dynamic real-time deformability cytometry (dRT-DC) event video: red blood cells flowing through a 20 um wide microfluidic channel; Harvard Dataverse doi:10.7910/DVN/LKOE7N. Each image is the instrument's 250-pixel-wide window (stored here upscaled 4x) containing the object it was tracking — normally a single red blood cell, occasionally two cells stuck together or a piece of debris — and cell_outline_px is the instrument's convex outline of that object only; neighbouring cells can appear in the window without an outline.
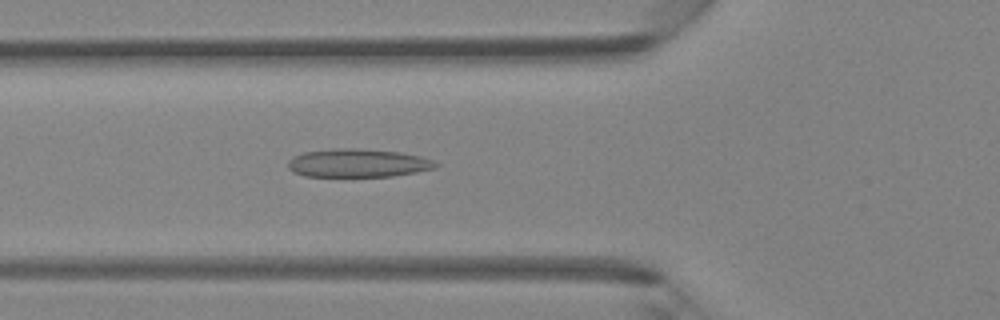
{"species": "Egyptian fruit bat (a non-hibernating species)", "species_latin": "Rousettus aegyptiacus", "temperature_condition": "room temperature", "stored_images_in_passage": 23, "camera_frame_rate_fps": 3000, "um_per_image_px": 0.085, "animal": {"sex": "female"}, "frame": {"image": 1, "passage_image": 6, "time_ms": 1.667, "image_size_px": [1000, 320], "cell_outline_px": [[440, 164], [436, 168], [416, 172], [392, 176], [304, 176], [292, 172], [288, 168], [288, 160], [292, 156], [304, 152], [336, 148], [352, 148], [400, 152], [420, 156], [432, 160]], "centroid_in_image_um": [30.4, 13.86], "position_along_channel_um": 95.4, "area_um2": 24.39}}
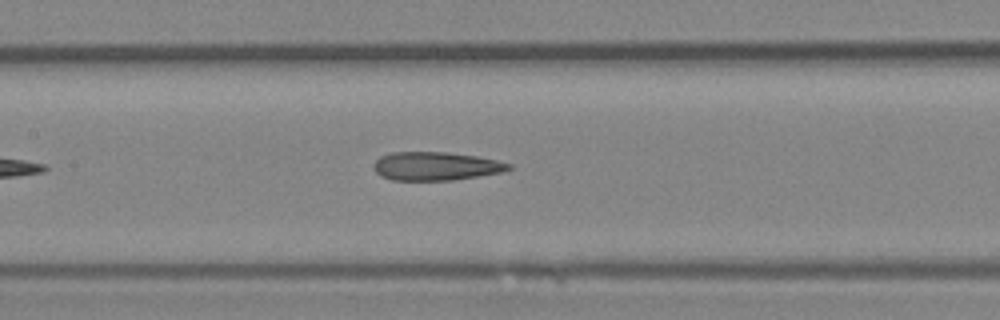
{"frame": {"image": 2, "passage_image": 11, "time_ms": 3.333, "image_size_px": [1000, 320], "cell_outline_px": [[512, 168], [504, 172], [452, 180], [392, 180], [380, 176], [372, 168], [372, 164], [380, 156], [392, 152], [444, 152], [476, 156], [496, 160], [512, 164]], "centroid_in_image_um": [37.02, 14.12], "position_along_channel_um": 170.4, "area_um2": 22.48}}
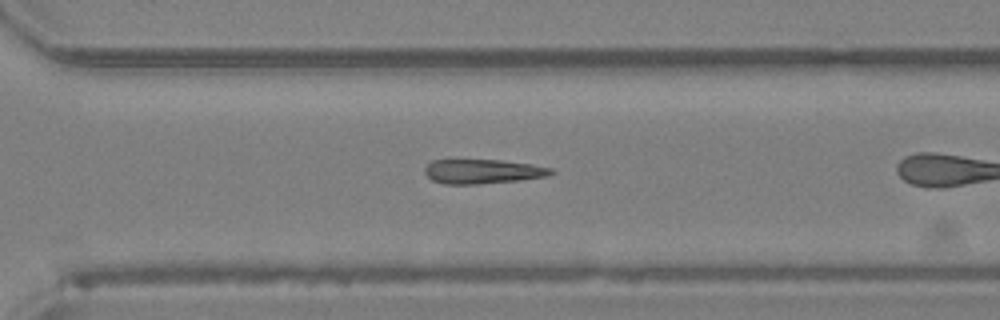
{"frame": {"image": 3, "passage_image": 19, "time_ms": 6.0, "image_size_px": [1000, 320], "cell_outline_px": [[556, 172], [548, 176], [520, 180], [476, 184], [444, 184], [432, 180], [424, 172], [424, 168], [432, 160], [500, 160], [532, 164], [552, 168]], "centroid_in_image_um": [41.05, 14.57], "position_along_channel_um": 329.6, "area_um2": 17.98}}